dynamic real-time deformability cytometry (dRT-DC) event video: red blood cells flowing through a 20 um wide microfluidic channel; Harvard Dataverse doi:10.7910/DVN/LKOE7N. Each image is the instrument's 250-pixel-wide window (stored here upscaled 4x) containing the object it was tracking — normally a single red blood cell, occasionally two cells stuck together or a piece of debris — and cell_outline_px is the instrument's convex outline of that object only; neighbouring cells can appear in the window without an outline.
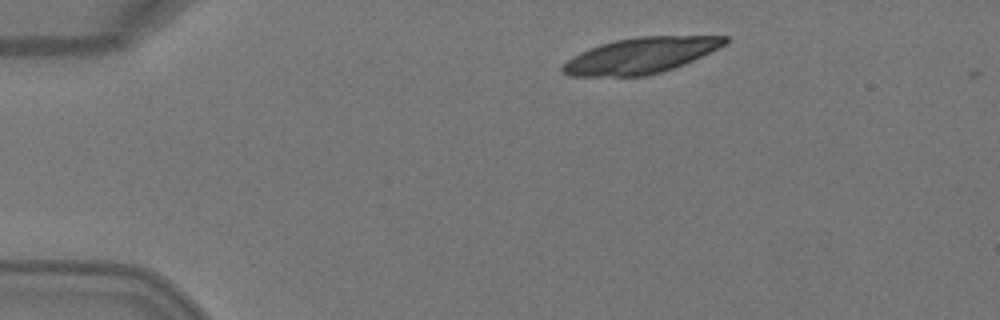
{"species": "Egyptian fruit bat (a non-hibernating species)", "species_latin": "Rousettus aegyptiacus", "temperature_condition": "warm", "stored_images_in_passage": 3, "camera_frame_rate_fps": 3000, "um_per_image_px": 0.085, "animal": {"sex": "female"}, "frame": {"image": 1, "passage_image": 1, "time_ms": 0.0, "image_size_px": [1000, 320], "cell_outline_px": [[728, 44], [684, 64], [648, 76], [568, 76], [560, 72], [560, 68], [572, 56], [588, 48], [600, 44], [616, 40], [640, 36], [728, 36]], "centroid_in_image_um": [54.44, 4.72], "position_along_channel_um": 30.6, "area_um2": 33.87}}